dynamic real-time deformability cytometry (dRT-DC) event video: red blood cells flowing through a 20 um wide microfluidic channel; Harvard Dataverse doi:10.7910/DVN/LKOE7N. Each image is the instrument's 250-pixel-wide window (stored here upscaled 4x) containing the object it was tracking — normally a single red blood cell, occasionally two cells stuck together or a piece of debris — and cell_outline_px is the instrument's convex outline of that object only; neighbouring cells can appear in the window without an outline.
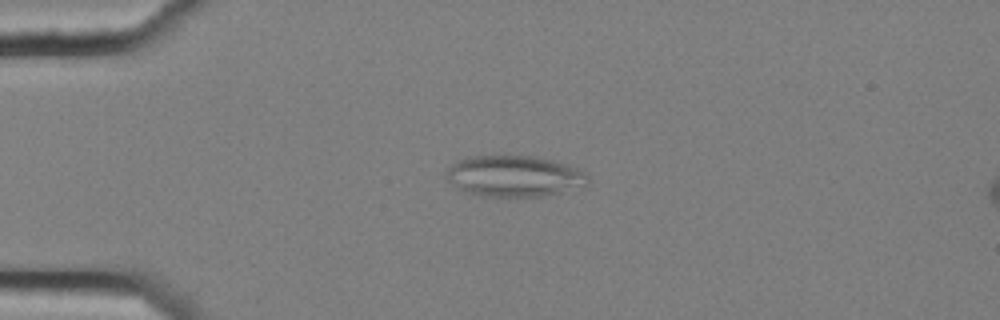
{"species": "common noctule bat (a hibernating species)", "species_latin": "Nyctalus noctula", "temperature_condition": "cold", "stored_images_in_passage": 6, "camera_frame_rate_fps": 3000, "um_per_image_px": 0.085, "animal": {"sex": "female", "body_mass_g": 25.1}, "frame": {"image": 1, "passage_image": 4, "time_ms": 1.0, "image_size_px": [1000, 320], "cell_outline_px": [[588, 180], [560, 192], [544, 196], [480, 196], [464, 192], [456, 188], [444, 176], [448, 168], [456, 160], [468, 156], [536, 156], [568, 164], [588, 172]], "centroid_in_image_um": [43.62, 14.95], "position_along_channel_um": 41.4, "area_um2": 33.81}}